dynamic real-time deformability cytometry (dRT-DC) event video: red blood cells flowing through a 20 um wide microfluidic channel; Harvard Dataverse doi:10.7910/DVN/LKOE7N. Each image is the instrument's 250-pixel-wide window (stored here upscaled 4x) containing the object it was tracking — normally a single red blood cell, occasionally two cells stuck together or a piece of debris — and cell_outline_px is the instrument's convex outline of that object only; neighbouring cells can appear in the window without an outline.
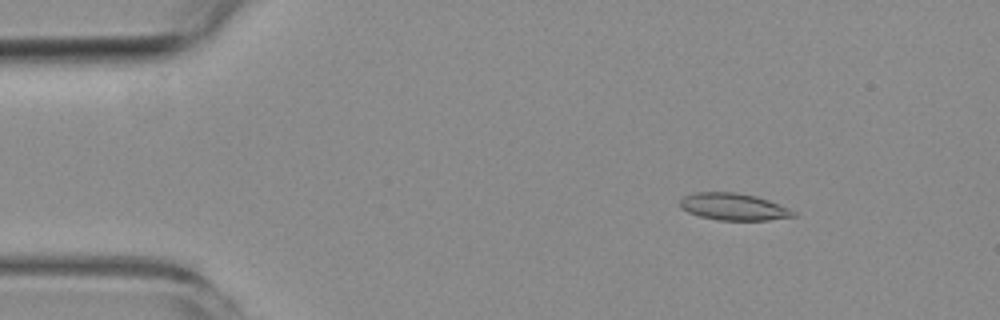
{"species": "common noctule bat (a hibernating species)", "species_latin": "Nyctalus noctula", "temperature_condition": "room temperature", "stored_images_in_passage": 4, "camera_frame_rate_fps": 3000, "um_per_image_px": 0.085, "animal": {"sex": "female", "body_mass_g": 19.3, "forearm_length_mm": 54.1}, "frame": {"image": 1, "passage_image": 2, "time_ms": 1.0, "image_size_px": [1000, 320], "cell_outline_px": [[796, 216], [768, 220], [716, 220], [700, 216], [688, 212], [680, 208], [680, 200], [684, 196], [696, 192], [736, 192], [756, 196], [768, 200], [788, 208], [796, 212]], "centroid_in_image_um": [62.33, 17.57], "position_along_channel_um": 22.7, "area_um2": 17.8}}
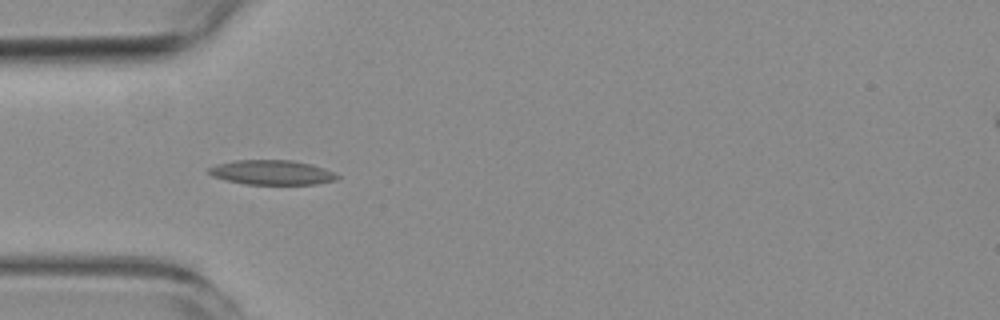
{"frame": {"image": 2, "passage_image": 4, "time_ms": 4.0, "image_size_px": [1000, 320], "cell_outline_px": [[340, 176], [336, 180], [316, 184], [244, 184], [212, 176], [208, 172], [208, 168], [216, 164], [236, 160], [292, 160], [312, 164], [324, 168]], "centroid_in_image_um": [23.11, 14.65], "position_along_channel_um": 61.9, "area_um2": 18.38}}